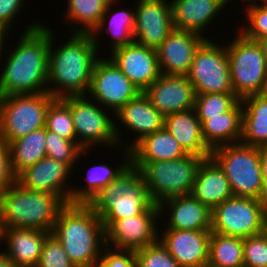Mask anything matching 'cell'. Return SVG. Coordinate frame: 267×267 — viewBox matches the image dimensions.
I'll use <instances>...</instances> for the list:
<instances>
[{"mask_svg": "<svg viewBox=\"0 0 267 267\" xmlns=\"http://www.w3.org/2000/svg\"><path fill=\"white\" fill-rule=\"evenodd\" d=\"M39 21L23 26L19 42L3 54L0 97L47 92L50 28Z\"/></svg>", "mask_w": 267, "mask_h": 267, "instance_id": "cell-1", "label": "cell"}, {"mask_svg": "<svg viewBox=\"0 0 267 267\" xmlns=\"http://www.w3.org/2000/svg\"><path fill=\"white\" fill-rule=\"evenodd\" d=\"M50 28L48 89L54 98L86 96L91 77L101 53L91 34L71 33L69 39L56 46L55 32ZM55 39V40H54ZM99 56V57H98Z\"/></svg>", "mask_w": 267, "mask_h": 267, "instance_id": "cell-2", "label": "cell"}, {"mask_svg": "<svg viewBox=\"0 0 267 267\" xmlns=\"http://www.w3.org/2000/svg\"><path fill=\"white\" fill-rule=\"evenodd\" d=\"M51 234L76 267H96L106 246L101 218L89 204L68 203L59 212Z\"/></svg>", "mask_w": 267, "mask_h": 267, "instance_id": "cell-3", "label": "cell"}, {"mask_svg": "<svg viewBox=\"0 0 267 267\" xmlns=\"http://www.w3.org/2000/svg\"><path fill=\"white\" fill-rule=\"evenodd\" d=\"M101 218L105 231L117 220L159 211L150 199L140 170L130 164L122 174L102 188L88 203Z\"/></svg>", "mask_w": 267, "mask_h": 267, "instance_id": "cell-4", "label": "cell"}, {"mask_svg": "<svg viewBox=\"0 0 267 267\" xmlns=\"http://www.w3.org/2000/svg\"><path fill=\"white\" fill-rule=\"evenodd\" d=\"M65 205L56 195L28 190L15 182L0 194V230L32 228L51 232Z\"/></svg>", "mask_w": 267, "mask_h": 267, "instance_id": "cell-5", "label": "cell"}, {"mask_svg": "<svg viewBox=\"0 0 267 267\" xmlns=\"http://www.w3.org/2000/svg\"><path fill=\"white\" fill-rule=\"evenodd\" d=\"M211 158L226 174L233 196L265 201L260 147L225 144L212 149Z\"/></svg>", "mask_w": 267, "mask_h": 267, "instance_id": "cell-6", "label": "cell"}, {"mask_svg": "<svg viewBox=\"0 0 267 267\" xmlns=\"http://www.w3.org/2000/svg\"><path fill=\"white\" fill-rule=\"evenodd\" d=\"M238 32V33H236ZM225 43L234 94L242 99L267 91V61L259 41L246 38L241 32Z\"/></svg>", "mask_w": 267, "mask_h": 267, "instance_id": "cell-7", "label": "cell"}, {"mask_svg": "<svg viewBox=\"0 0 267 267\" xmlns=\"http://www.w3.org/2000/svg\"><path fill=\"white\" fill-rule=\"evenodd\" d=\"M203 160L202 157L187 154L176 160L131 164L140 170L150 199L159 205L165 199L191 193Z\"/></svg>", "mask_w": 267, "mask_h": 267, "instance_id": "cell-8", "label": "cell"}, {"mask_svg": "<svg viewBox=\"0 0 267 267\" xmlns=\"http://www.w3.org/2000/svg\"><path fill=\"white\" fill-rule=\"evenodd\" d=\"M54 99L48 92L0 97V141L8 144L44 128L47 109Z\"/></svg>", "mask_w": 267, "mask_h": 267, "instance_id": "cell-9", "label": "cell"}, {"mask_svg": "<svg viewBox=\"0 0 267 267\" xmlns=\"http://www.w3.org/2000/svg\"><path fill=\"white\" fill-rule=\"evenodd\" d=\"M61 99L71 110L76 141L84 150H90L95 145L118 150L114 114L111 111L104 109L87 95L68 96Z\"/></svg>", "mask_w": 267, "mask_h": 267, "instance_id": "cell-10", "label": "cell"}, {"mask_svg": "<svg viewBox=\"0 0 267 267\" xmlns=\"http://www.w3.org/2000/svg\"><path fill=\"white\" fill-rule=\"evenodd\" d=\"M267 202L250 197H231L211 211V232L247 238L261 234Z\"/></svg>", "mask_w": 267, "mask_h": 267, "instance_id": "cell-11", "label": "cell"}, {"mask_svg": "<svg viewBox=\"0 0 267 267\" xmlns=\"http://www.w3.org/2000/svg\"><path fill=\"white\" fill-rule=\"evenodd\" d=\"M194 86L195 94L234 93L226 45L207 39L196 51L186 75Z\"/></svg>", "mask_w": 267, "mask_h": 267, "instance_id": "cell-12", "label": "cell"}, {"mask_svg": "<svg viewBox=\"0 0 267 267\" xmlns=\"http://www.w3.org/2000/svg\"><path fill=\"white\" fill-rule=\"evenodd\" d=\"M140 92L107 54L96 61L87 94L91 100L115 114Z\"/></svg>", "mask_w": 267, "mask_h": 267, "instance_id": "cell-13", "label": "cell"}, {"mask_svg": "<svg viewBox=\"0 0 267 267\" xmlns=\"http://www.w3.org/2000/svg\"><path fill=\"white\" fill-rule=\"evenodd\" d=\"M115 135L119 143V147L131 150L139 141L144 137L164 128L165 117L151 104L148 97L140 92L134 99L128 101L118 112L115 114ZM124 126L125 131L129 130L136 133L134 141L129 143L122 141L125 135L121 133ZM120 130V131H119ZM123 134V136H122Z\"/></svg>", "mask_w": 267, "mask_h": 267, "instance_id": "cell-14", "label": "cell"}, {"mask_svg": "<svg viewBox=\"0 0 267 267\" xmlns=\"http://www.w3.org/2000/svg\"><path fill=\"white\" fill-rule=\"evenodd\" d=\"M135 1L134 42L157 49L174 29L170 1Z\"/></svg>", "mask_w": 267, "mask_h": 267, "instance_id": "cell-15", "label": "cell"}, {"mask_svg": "<svg viewBox=\"0 0 267 267\" xmlns=\"http://www.w3.org/2000/svg\"><path fill=\"white\" fill-rule=\"evenodd\" d=\"M157 219L159 211H143L141 214L115 221L106 231V246L114 249L138 250L158 240Z\"/></svg>", "mask_w": 267, "mask_h": 267, "instance_id": "cell-16", "label": "cell"}, {"mask_svg": "<svg viewBox=\"0 0 267 267\" xmlns=\"http://www.w3.org/2000/svg\"><path fill=\"white\" fill-rule=\"evenodd\" d=\"M72 171L67 164L46 156L21 172L16 182L28 190L56 195L68 204L73 185L67 184Z\"/></svg>", "mask_w": 267, "mask_h": 267, "instance_id": "cell-17", "label": "cell"}, {"mask_svg": "<svg viewBox=\"0 0 267 267\" xmlns=\"http://www.w3.org/2000/svg\"><path fill=\"white\" fill-rule=\"evenodd\" d=\"M207 39L198 33L174 28L156 49L161 74L187 75L196 51Z\"/></svg>", "mask_w": 267, "mask_h": 267, "instance_id": "cell-18", "label": "cell"}, {"mask_svg": "<svg viewBox=\"0 0 267 267\" xmlns=\"http://www.w3.org/2000/svg\"><path fill=\"white\" fill-rule=\"evenodd\" d=\"M143 93L164 117L193 109L196 99L186 75L161 74Z\"/></svg>", "mask_w": 267, "mask_h": 267, "instance_id": "cell-19", "label": "cell"}, {"mask_svg": "<svg viewBox=\"0 0 267 267\" xmlns=\"http://www.w3.org/2000/svg\"><path fill=\"white\" fill-rule=\"evenodd\" d=\"M110 54L109 58L141 92L161 75L156 49L133 42Z\"/></svg>", "mask_w": 267, "mask_h": 267, "instance_id": "cell-20", "label": "cell"}, {"mask_svg": "<svg viewBox=\"0 0 267 267\" xmlns=\"http://www.w3.org/2000/svg\"><path fill=\"white\" fill-rule=\"evenodd\" d=\"M164 231H161L158 239L181 267H202L208 264L211 230Z\"/></svg>", "mask_w": 267, "mask_h": 267, "instance_id": "cell-21", "label": "cell"}, {"mask_svg": "<svg viewBox=\"0 0 267 267\" xmlns=\"http://www.w3.org/2000/svg\"><path fill=\"white\" fill-rule=\"evenodd\" d=\"M158 206L160 220L168 216L164 229L211 230V210L191 194L165 199Z\"/></svg>", "mask_w": 267, "mask_h": 267, "instance_id": "cell-22", "label": "cell"}, {"mask_svg": "<svg viewBox=\"0 0 267 267\" xmlns=\"http://www.w3.org/2000/svg\"><path fill=\"white\" fill-rule=\"evenodd\" d=\"M50 234L32 228H3L0 230V244L6 246L1 248L17 267H37L43 244Z\"/></svg>", "mask_w": 267, "mask_h": 267, "instance_id": "cell-23", "label": "cell"}, {"mask_svg": "<svg viewBox=\"0 0 267 267\" xmlns=\"http://www.w3.org/2000/svg\"><path fill=\"white\" fill-rule=\"evenodd\" d=\"M174 28L198 33L204 37L215 17L227 8L226 0H170ZM206 29V30H205Z\"/></svg>", "mask_w": 267, "mask_h": 267, "instance_id": "cell-24", "label": "cell"}, {"mask_svg": "<svg viewBox=\"0 0 267 267\" xmlns=\"http://www.w3.org/2000/svg\"><path fill=\"white\" fill-rule=\"evenodd\" d=\"M116 1L119 3V0L110 1V3L107 5V8L105 9L104 14L100 19L99 24L92 31V33H90L93 38V41L95 42L97 50L102 51L99 48V46H101L99 43L100 37H97L101 34H105V36L108 35V39L110 37L112 41L111 42L110 40H108L110 42V53H112L118 48L124 47L134 42L135 8L131 9L128 7V9L121 8L122 10L115 9L116 11L114 10L113 12V7L118 4ZM107 18L110 20H108Z\"/></svg>", "mask_w": 267, "mask_h": 267, "instance_id": "cell-25", "label": "cell"}, {"mask_svg": "<svg viewBox=\"0 0 267 267\" xmlns=\"http://www.w3.org/2000/svg\"><path fill=\"white\" fill-rule=\"evenodd\" d=\"M190 194L211 211L233 197L226 174L211 157L200 164Z\"/></svg>", "mask_w": 267, "mask_h": 267, "instance_id": "cell-26", "label": "cell"}, {"mask_svg": "<svg viewBox=\"0 0 267 267\" xmlns=\"http://www.w3.org/2000/svg\"><path fill=\"white\" fill-rule=\"evenodd\" d=\"M164 127L187 154L204 159L211 157L212 150L204 142L201 122L194 108L165 116Z\"/></svg>", "mask_w": 267, "mask_h": 267, "instance_id": "cell-27", "label": "cell"}, {"mask_svg": "<svg viewBox=\"0 0 267 267\" xmlns=\"http://www.w3.org/2000/svg\"><path fill=\"white\" fill-rule=\"evenodd\" d=\"M241 99L227 112L208 116L202 124V136L206 145L212 150L215 147L234 144L242 137Z\"/></svg>", "mask_w": 267, "mask_h": 267, "instance_id": "cell-28", "label": "cell"}, {"mask_svg": "<svg viewBox=\"0 0 267 267\" xmlns=\"http://www.w3.org/2000/svg\"><path fill=\"white\" fill-rule=\"evenodd\" d=\"M186 155L179 142L164 127L144 137L131 149V163L170 161Z\"/></svg>", "mask_w": 267, "mask_h": 267, "instance_id": "cell-29", "label": "cell"}, {"mask_svg": "<svg viewBox=\"0 0 267 267\" xmlns=\"http://www.w3.org/2000/svg\"><path fill=\"white\" fill-rule=\"evenodd\" d=\"M241 143L255 147L267 146V94H253L241 99Z\"/></svg>", "mask_w": 267, "mask_h": 267, "instance_id": "cell-30", "label": "cell"}, {"mask_svg": "<svg viewBox=\"0 0 267 267\" xmlns=\"http://www.w3.org/2000/svg\"><path fill=\"white\" fill-rule=\"evenodd\" d=\"M120 151H124L122 153L124 157V159H122L123 161L121 160L122 163L115 165L114 168L105 163L93 165L87 171L88 173H85L86 178H84V183L86 182L87 184L82 187H79V185L75 187L73 184L70 193V203L88 204L102 188L106 187L124 172L131 164V150L119 147V152Z\"/></svg>", "mask_w": 267, "mask_h": 267, "instance_id": "cell-31", "label": "cell"}, {"mask_svg": "<svg viewBox=\"0 0 267 267\" xmlns=\"http://www.w3.org/2000/svg\"><path fill=\"white\" fill-rule=\"evenodd\" d=\"M45 144V127L8 143L11 167L16 177L47 156Z\"/></svg>", "mask_w": 267, "mask_h": 267, "instance_id": "cell-32", "label": "cell"}, {"mask_svg": "<svg viewBox=\"0 0 267 267\" xmlns=\"http://www.w3.org/2000/svg\"><path fill=\"white\" fill-rule=\"evenodd\" d=\"M111 0H67V12L71 33L90 34L99 24L102 15ZM72 24V25H71ZM79 26V27H78ZM72 30V31H71Z\"/></svg>", "mask_w": 267, "mask_h": 267, "instance_id": "cell-33", "label": "cell"}, {"mask_svg": "<svg viewBox=\"0 0 267 267\" xmlns=\"http://www.w3.org/2000/svg\"><path fill=\"white\" fill-rule=\"evenodd\" d=\"M208 264L213 267H244L243 238L211 232Z\"/></svg>", "mask_w": 267, "mask_h": 267, "instance_id": "cell-34", "label": "cell"}, {"mask_svg": "<svg viewBox=\"0 0 267 267\" xmlns=\"http://www.w3.org/2000/svg\"><path fill=\"white\" fill-rule=\"evenodd\" d=\"M45 148L48 157L67 164L72 170L78 165L77 162L82 159V155L92 151L84 150L77 141L67 140L50 130H46Z\"/></svg>", "mask_w": 267, "mask_h": 267, "instance_id": "cell-35", "label": "cell"}, {"mask_svg": "<svg viewBox=\"0 0 267 267\" xmlns=\"http://www.w3.org/2000/svg\"><path fill=\"white\" fill-rule=\"evenodd\" d=\"M45 128L67 140L76 141L71 110L61 98H55L50 103L46 113Z\"/></svg>", "mask_w": 267, "mask_h": 267, "instance_id": "cell-36", "label": "cell"}, {"mask_svg": "<svg viewBox=\"0 0 267 267\" xmlns=\"http://www.w3.org/2000/svg\"><path fill=\"white\" fill-rule=\"evenodd\" d=\"M240 99L234 93H212L196 95L194 109L201 124L208 116L229 111Z\"/></svg>", "mask_w": 267, "mask_h": 267, "instance_id": "cell-37", "label": "cell"}, {"mask_svg": "<svg viewBox=\"0 0 267 267\" xmlns=\"http://www.w3.org/2000/svg\"><path fill=\"white\" fill-rule=\"evenodd\" d=\"M245 24L239 25V32L246 38L260 41L267 37V1L249 4L245 8ZM247 24V25H246ZM241 27V28H240Z\"/></svg>", "mask_w": 267, "mask_h": 267, "instance_id": "cell-38", "label": "cell"}, {"mask_svg": "<svg viewBox=\"0 0 267 267\" xmlns=\"http://www.w3.org/2000/svg\"><path fill=\"white\" fill-rule=\"evenodd\" d=\"M135 267H181L158 239L135 251Z\"/></svg>", "mask_w": 267, "mask_h": 267, "instance_id": "cell-39", "label": "cell"}, {"mask_svg": "<svg viewBox=\"0 0 267 267\" xmlns=\"http://www.w3.org/2000/svg\"><path fill=\"white\" fill-rule=\"evenodd\" d=\"M37 267H76L69 259L62 244L50 234L42 247L41 257Z\"/></svg>", "mask_w": 267, "mask_h": 267, "instance_id": "cell-40", "label": "cell"}, {"mask_svg": "<svg viewBox=\"0 0 267 267\" xmlns=\"http://www.w3.org/2000/svg\"><path fill=\"white\" fill-rule=\"evenodd\" d=\"M244 267H267V239L261 234L243 239Z\"/></svg>", "mask_w": 267, "mask_h": 267, "instance_id": "cell-41", "label": "cell"}, {"mask_svg": "<svg viewBox=\"0 0 267 267\" xmlns=\"http://www.w3.org/2000/svg\"><path fill=\"white\" fill-rule=\"evenodd\" d=\"M96 267H135V251L105 246Z\"/></svg>", "mask_w": 267, "mask_h": 267, "instance_id": "cell-42", "label": "cell"}, {"mask_svg": "<svg viewBox=\"0 0 267 267\" xmlns=\"http://www.w3.org/2000/svg\"><path fill=\"white\" fill-rule=\"evenodd\" d=\"M25 0H0V27L10 31L14 20L20 16Z\"/></svg>", "mask_w": 267, "mask_h": 267, "instance_id": "cell-43", "label": "cell"}, {"mask_svg": "<svg viewBox=\"0 0 267 267\" xmlns=\"http://www.w3.org/2000/svg\"><path fill=\"white\" fill-rule=\"evenodd\" d=\"M16 182L11 167L8 144L0 141V194Z\"/></svg>", "mask_w": 267, "mask_h": 267, "instance_id": "cell-44", "label": "cell"}, {"mask_svg": "<svg viewBox=\"0 0 267 267\" xmlns=\"http://www.w3.org/2000/svg\"><path fill=\"white\" fill-rule=\"evenodd\" d=\"M260 160L262 166L265 201L267 202V146L260 147Z\"/></svg>", "mask_w": 267, "mask_h": 267, "instance_id": "cell-45", "label": "cell"}, {"mask_svg": "<svg viewBox=\"0 0 267 267\" xmlns=\"http://www.w3.org/2000/svg\"><path fill=\"white\" fill-rule=\"evenodd\" d=\"M11 32L12 31L9 32L5 28L0 27V60H1L2 56H3V52H5L4 51V49L6 48L5 46L8 44L6 42L7 41V38L9 39L8 35H10V36L12 35Z\"/></svg>", "mask_w": 267, "mask_h": 267, "instance_id": "cell-46", "label": "cell"}, {"mask_svg": "<svg viewBox=\"0 0 267 267\" xmlns=\"http://www.w3.org/2000/svg\"><path fill=\"white\" fill-rule=\"evenodd\" d=\"M0 267H17L3 250L0 251Z\"/></svg>", "mask_w": 267, "mask_h": 267, "instance_id": "cell-47", "label": "cell"}, {"mask_svg": "<svg viewBox=\"0 0 267 267\" xmlns=\"http://www.w3.org/2000/svg\"><path fill=\"white\" fill-rule=\"evenodd\" d=\"M262 235L267 239V208L263 216Z\"/></svg>", "mask_w": 267, "mask_h": 267, "instance_id": "cell-48", "label": "cell"}, {"mask_svg": "<svg viewBox=\"0 0 267 267\" xmlns=\"http://www.w3.org/2000/svg\"><path fill=\"white\" fill-rule=\"evenodd\" d=\"M259 42L264 50V54L266 56V61H267V37L261 39Z\"/></svg>", "mask_w": 267, "mask_h": 267, "instance_id": "cell-49", "label": "cell"}, {"mask_svg": "<svg viewBox=\"0 0 267 267\" xmlns=\"http://www.w3.org/2000/svg\"><path fill=\"white\" fill-rule=\"evenodd\" d=\"M267 0H242V2H245L247 3V5L250 4H253V3H261V2H266ZM227 2V5H229L230 3L229 2H232V0H226ZM249 2V3H248Z\"/></svg>", "mask_w": 267, "mask_h": 267, "instance_id": "cell-50", "label": "cell"}, {"mask_svg": "<svg viewBox=\"0 0 267 267\" xmlns=\"http://www.w3.org/2000/svg\"><path fill=\"white\" fill-rule=\"evenodd\" d=\"M202 267H213V266L206 264V265H203Z\"/></svg>", "mask_w": 267, "mask_h": 267, "instance_id": "cell-51", "label": "cell"}]
</instances>
